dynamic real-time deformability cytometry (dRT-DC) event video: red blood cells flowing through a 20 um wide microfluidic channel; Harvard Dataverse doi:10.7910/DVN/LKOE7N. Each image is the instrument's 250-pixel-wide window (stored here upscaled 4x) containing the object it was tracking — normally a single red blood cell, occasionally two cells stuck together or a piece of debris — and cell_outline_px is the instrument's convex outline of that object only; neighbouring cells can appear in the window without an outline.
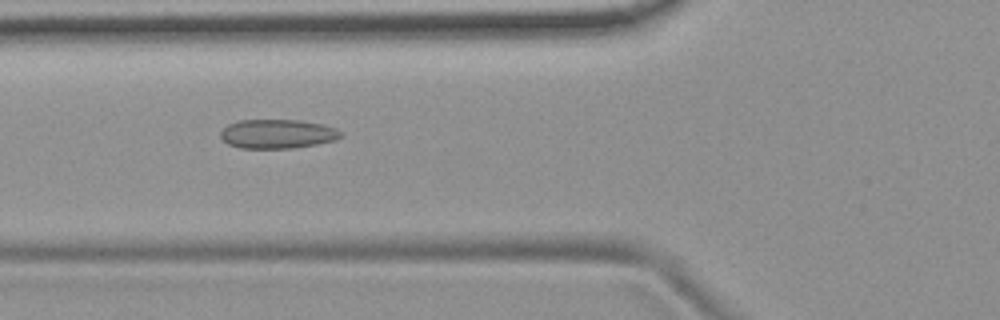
{"species": "common noctule bat (a hibernating species)", "species_latin": "Nyctalus noctula", "temperature_condition": "room temperature", "stored_images_in_passage": 54, "camera_frame_rate_fps": 3000, "um_per_image_px": 0.085, "animal": {"sex": "female", "body_mass_g": 19.9}, "frame": {"image": 1, "passage_image": 20, "time_ms": 6.333, "image_size_px": [1000, 320], "cell_outline_px": [[344, 136], [336, 140], [296, 148], [240, 148], [228, 144], [220, 136], [220, 132], [228, 124], [240, 120], [300, 120], [320, 124], [336, 128], [344, 132]], "centroid_in_image_um": [23.62, 11.38], "position_along_channel_um": 102.2, "area_um2": 20.52}}
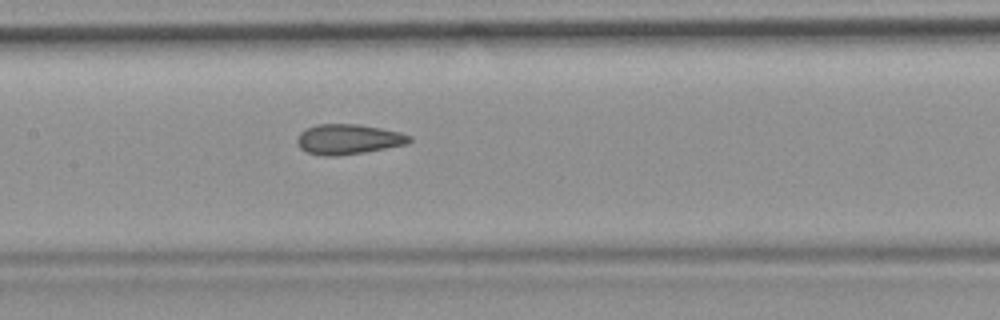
{"frame": {"image": 2, "passage_image": 26, "time_ms": 8.333, "image_size_px": [1000, 320], "cell_outline_px": [[412, 140], [408, 144], [364, 152], [340, 156], [320, 156], [308, 152], [300, 148], [296, 144], [296, 136], [300, 132], [316, 124], [360, 124], [400, 132], [412, 136]], "centroid_in_image_um": [29.59, 11.84], "position_along_channel_um": 177.8, "area_um2": 19.94}}
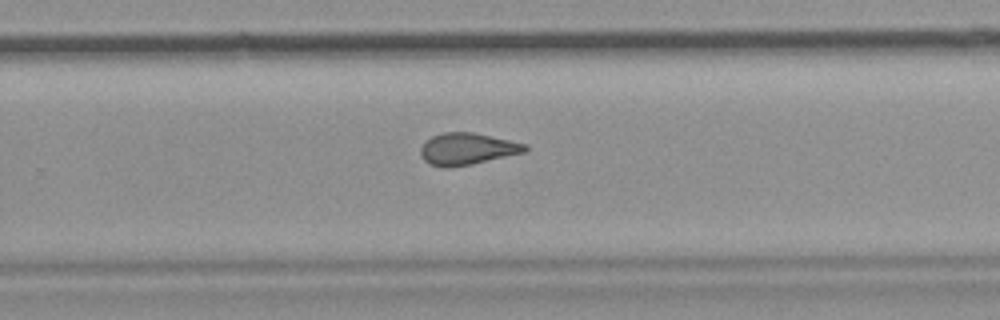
{"frame": {"image": 3, "passage_image": 35, "time_ms": 11.333, "image_size_px": [1000, 320], "cell_outline_px": [[528, 148], [524, 152], [472, 164], [452, 168], [444, 168], [432, 164], [424, 160], [420, 156], [420, 148], [432, 136], [444, 132], [472, 132], [492, 136], [528, 144]], "centroid_in_image_um": [39.71, 12.66], "position_along_channel_um": 290.1, "area_um2": 19.31}, "authors_computed_cell_mechanics": {"area_um2": 20.4323, "velocity_mm_per_s": 3.7698, "shape_relaxation_time_tau1_ms": null, "shape_relaxation_time_tau2_ms": 1.8096, "deformation_change_tau1": null, "deformation_change_tau2": 0.0834}}